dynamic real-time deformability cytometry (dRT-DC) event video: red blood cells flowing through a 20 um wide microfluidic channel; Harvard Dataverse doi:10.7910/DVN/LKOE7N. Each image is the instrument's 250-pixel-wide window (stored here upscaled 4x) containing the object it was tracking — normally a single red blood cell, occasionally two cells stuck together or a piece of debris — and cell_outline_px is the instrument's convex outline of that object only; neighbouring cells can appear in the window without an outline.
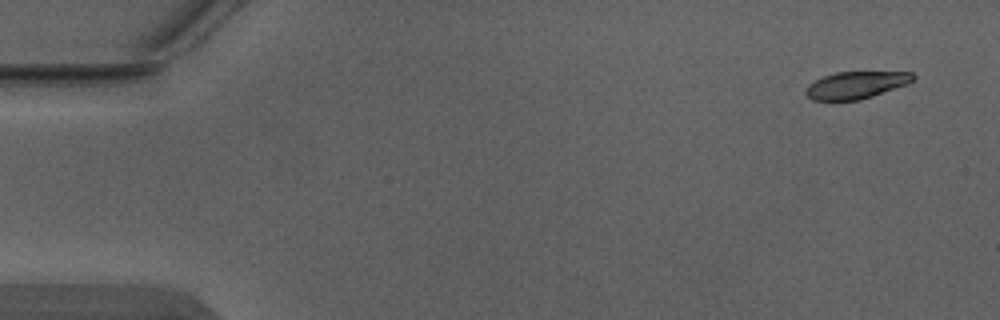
{"species": "Egyptian fruit bat (a non-hibernating species)", "species_latin": "Rousettus aegyptiacus", "temperature_condition": "warm", "stored_images_in_passage": 5, "camera_frame_rate_fps": 3000, "um_per_image_px": 0.085, "animal": {"sex": "male"}, "frame": {"image": 1, "passage_image": 1, "time_ms": 0.0, "image_size_px": [1000, 320], "cell_outline_px": [[916, 80], [908, 84], [860, 100], [812, 100], [804, 92], [808, 84], [824, 76], [836, 72], [912, 72], [916, 76]], "centroid_in_image_um": [72.79, 7.22], "position_along_channel_um": 12.2, "area_um2": 16.99}}
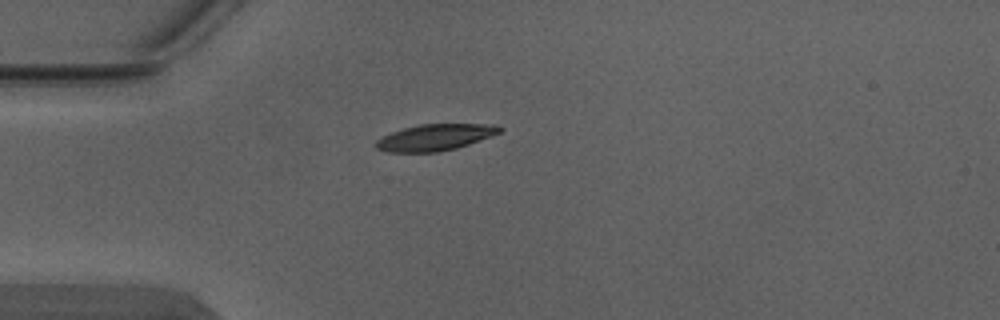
{"frame": {"image": 2, "passage_image": 4, "time_ms": 1.0, "image_size_px": [1000, 320], "cell_outline_px": [[504, 128], [500, 132], [492, 136], [456, 148], [440, 152], [384, 152], [376, 148], [376, 140], [392, 132], [404, 128], [420, 124], [496, 124]], "centroid_in_image_um": [37.0, 11.67], "position_along_channel_um": 48.0, "area_um2": 19.02}}